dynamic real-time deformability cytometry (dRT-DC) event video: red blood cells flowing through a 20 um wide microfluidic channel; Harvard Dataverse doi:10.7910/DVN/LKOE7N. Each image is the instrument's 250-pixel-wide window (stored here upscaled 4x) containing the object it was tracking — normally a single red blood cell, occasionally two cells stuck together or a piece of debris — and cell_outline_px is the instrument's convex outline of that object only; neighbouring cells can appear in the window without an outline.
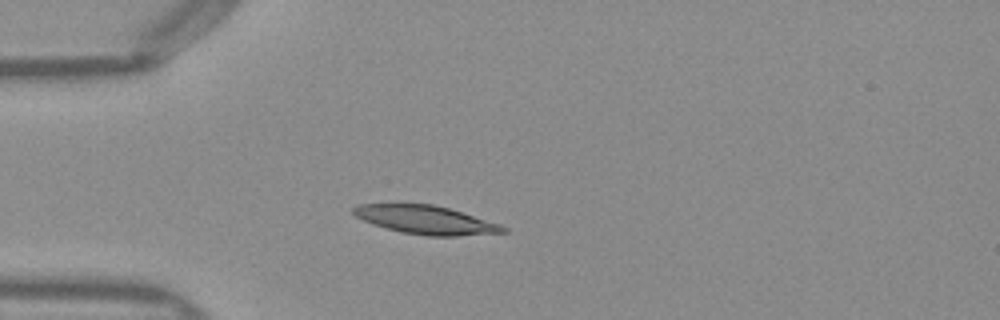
{"species": "Egyptian fruit bat (a non-hibernating species)", "species_latin": "Rousettus aegyptiacus", "temperature_condition": "warm", "stored_images_in_passage": 32, "camera_frame_rate_fps": 3000, "um_per_image_px": 0.085, "frame": {"image": 1, "passage_image": 1, "time_ms": 0.0, "image_size_px": [1000, 320], "cell_outline_px": [[508, 232], [456, 236], [428, 236], [400, 232], [372, 224], [356, 216], [352, 212], [352, 208], [356, 204], [432, 204], [448, 208], [500, 224], [508, 228]], "centroid_in_image_um": [36.18, 18.69], "position_along_channel_um": 48.8, "area_um2": 24.74}}
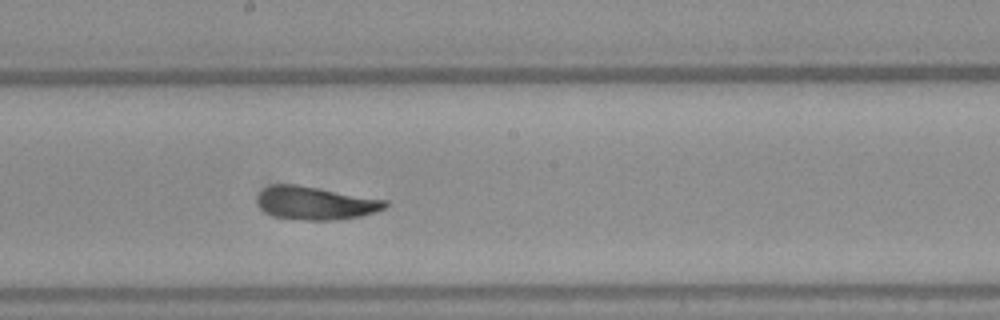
{"frame": {"image": 2, "passage_image": 15, "time_ms": 4.667, "image_size_px": [1000, 320], "cell_outline_px": [[388, 204], [384, 208], [376, 212], [360, 216], [328, 220], [300, 220], [276, 216], [260, 208], [256, 200], [260, 192], [264, 188], [276, 184], [296, 184], [320, 188], [388, 200]], "centroid_in_image_um": [26.83, 17.25], "position_along_channel_um": 221.4, "area_um2": 24.51}}
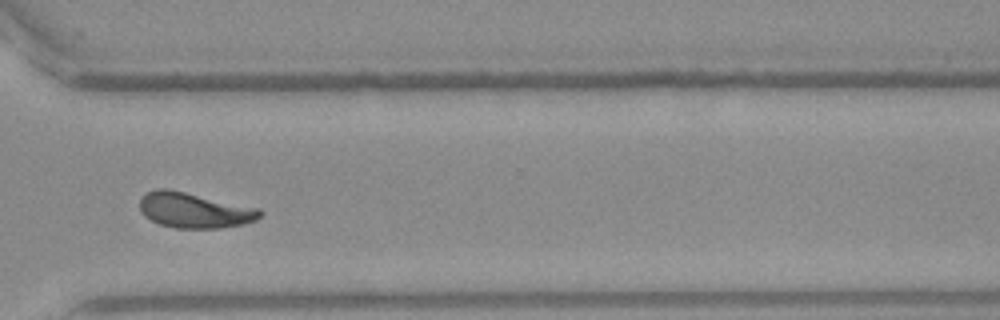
{"frame": {"image": 3, "passage_image": 25, "time_ms": 8.0, "image_size_px": [1000, 320], "cell_outline_px": [[264, 212], [256, 220], [244, 224], [220, 228], [176, 228], [160, 224], [144, 216], [140, 212], [140, 196], [156, 188], [168, 188], [260, 208]], "centroid_in_image_um": [16.52, 17.86], "position_along_channel_um": 354.1, "area_um2": 24.97}, "authors_computed_cell_mechanics": {"area_um2": 23.987, "velocity_mm_per_s": 3.99, "shape_relaxation_time_tau1_ms": 3.6573, "shape_relaxation_time_tau2_ms": 1.6043, "deformation_change_tau1": 0.1511, "deformation_change_tau2": 0.0798}}